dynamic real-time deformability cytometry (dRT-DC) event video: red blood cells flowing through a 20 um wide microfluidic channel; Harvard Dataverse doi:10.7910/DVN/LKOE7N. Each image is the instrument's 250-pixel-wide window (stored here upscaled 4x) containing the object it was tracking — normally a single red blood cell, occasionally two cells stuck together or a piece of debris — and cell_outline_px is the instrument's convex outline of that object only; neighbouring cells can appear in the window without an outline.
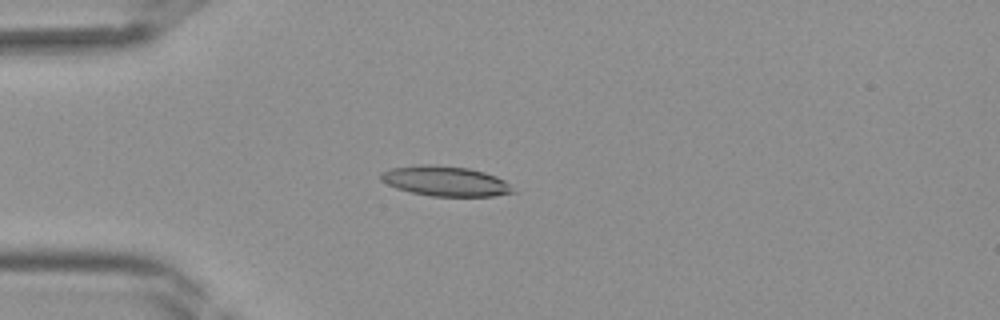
{"species": "Egyptian fruit bat (a non-hibernating species)", "species_latin": "Rousettus aegyptiacus", "temperature_condition": "room temperature", "stored_images_in_passage": 36, "camera_frame_rate_fps": 3000, "um_per_image_px": 0.085, "frame": {"image": 1, "passage_image": 6, "time_ms": 1.667, "image_size_px": [1000, 320], "cell_outline_px": [[516, 192], [492, 196], [432, 196], [412, 192], [396, 188], [380, 180], [380, 172], [392, 168], [420, 164], [436, 164], [468, 168], [484, 172], [496, 176], [504, 180]], "centroid_in_image_um": [37.83, 15.38], "position_along_channel_um": 47.2, "area_um2": 23.06}}
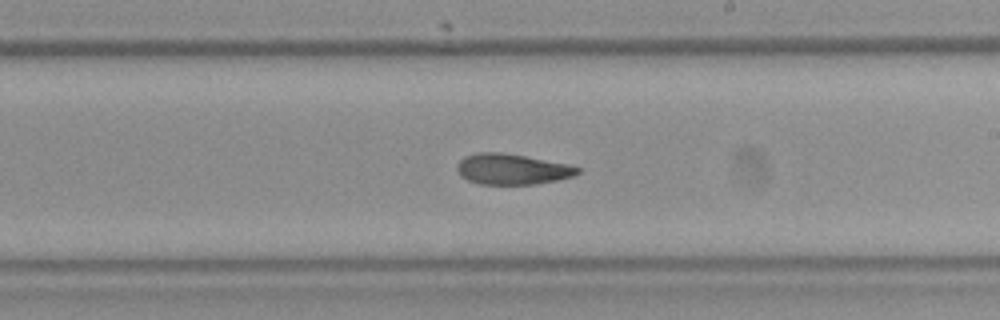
{"frame": {"image": 2, "passage_image": 19, "time_ms": 6.0, "image_size_px": [1000, 320], "cell_outline_px": [[580, 172], [572, 176], [556, 180], [536, 184], [480, 184], [468, 180], [460, 176], [456, 168], [456, 164], [464, 156], [476, 152], [504, 152], [568, 164], [580, 168]], "centroid_in_image_um": [43.48, 14.37], "position_along_channel_um": 245.5, "area_um2": 21.62}}
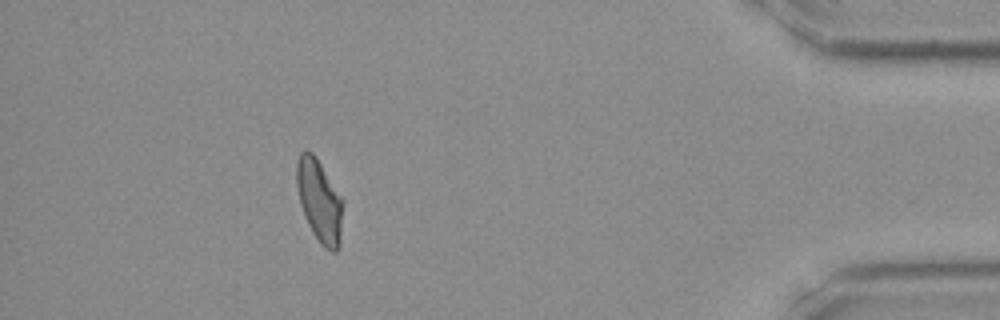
{"frame": {"image": 3, "passage_image": 32, "time_ms": 10.333, "image_size_px": [1000, 320], "cell_outline_px": [[344, 200], [340, 244], [336, 252], [332, 252], [324, 248], [320, 244], [312, 232], [308, 224], [300, 204], [296, 184], [296, 164], [300, 152], [304, 148], [312, 152], [316, 156]], "centroid_in_image_um": [27.16, 17.06], "position_along_channel_um": 408.0, "area_um2": 22.72}}